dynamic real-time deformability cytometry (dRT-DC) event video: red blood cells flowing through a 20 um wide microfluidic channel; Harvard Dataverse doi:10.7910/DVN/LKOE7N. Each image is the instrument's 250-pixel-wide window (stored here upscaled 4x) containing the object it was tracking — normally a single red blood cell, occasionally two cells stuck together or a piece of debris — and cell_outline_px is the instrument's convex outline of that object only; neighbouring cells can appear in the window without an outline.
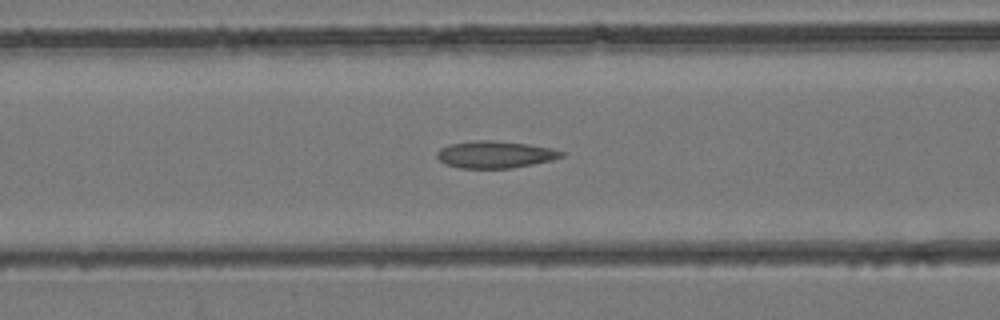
{"species": "common noctule bat (a hibernating species)", "species_latin": "Nyctalus noctula", "temperature_condition": "room temperature", "stored_images_in_passage": 27, "camera_frame_rate_fps": 3000, "um_per_image_px": 0.085, "animal": {"sex": "female", "body_mass_g": 24.6, "forearm_length_mm": 56.2}, "frame": {"image": 1, "passage_image": 5, "time_ms": 1.333, "image_size_px": [1000, 320], "cell_outline_px": [[564, 156], [552, 160], [512, 168], [460, 168], [444, 164], [436, 156], [436, 152], [440, 148], [448, 144], [476, 140], [496, 140], [528, 144], [552, 148], [564, 152]], "centroid_in_image_um": [42.06, 13.13], "position_along_channel_um": 124.5, "area_um2": 19.77}}
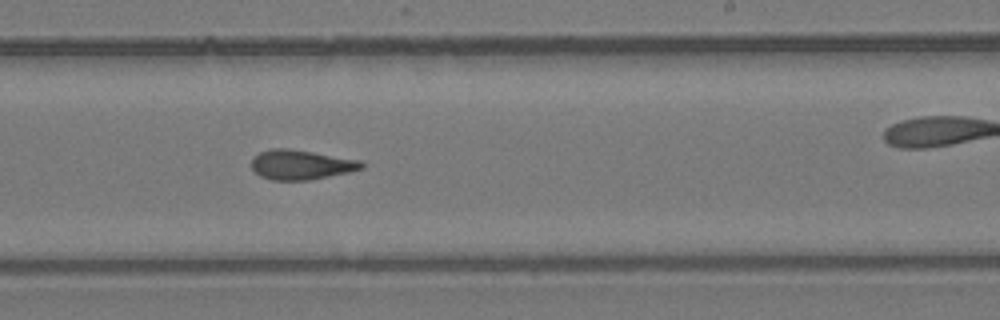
{"frame": {"image": 2, "passage_image": 13, "time_ms": 4.0, "image_size_px": [1000, 320], "cell_outline_px": [[364, 168], [348, 172], [308, 180], [272, 180], [260, 176], [252, 168], [252, 160], [260, 152], [272, 148], [288, 148], [360, 160], [364, 164]], "centroid_in_image_um": [25.58, 14.0], "position_along_channel_um": 263.4, "area_um2": 18.79}}
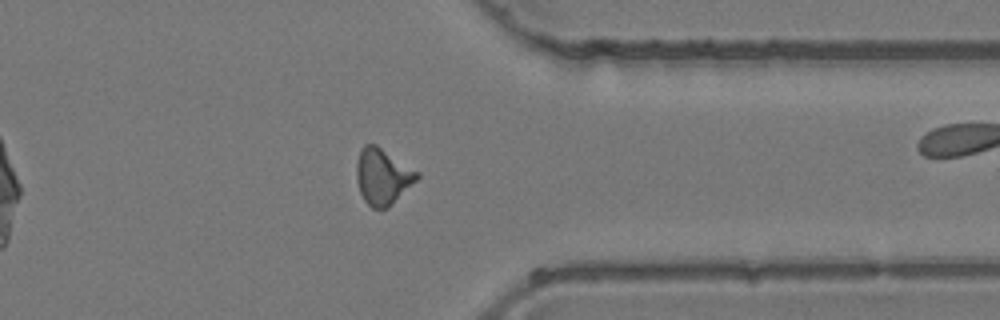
{"frame": {"image": 3, "passage_image": 20, "time_ms": 6.333, "image_size_px": [1000, 320], "cell_outline_px": [[420, 176], [388, 208], [372, 208], [364, 200], [360, 192], [356, 180], [356, 164], [360, 148], [364, 144], [376, 144], [420, 172]], "centroid_in_image_um": [32.51, 14.98], "position_along_channel_um": 378.9, "area_um2": 19.83}}